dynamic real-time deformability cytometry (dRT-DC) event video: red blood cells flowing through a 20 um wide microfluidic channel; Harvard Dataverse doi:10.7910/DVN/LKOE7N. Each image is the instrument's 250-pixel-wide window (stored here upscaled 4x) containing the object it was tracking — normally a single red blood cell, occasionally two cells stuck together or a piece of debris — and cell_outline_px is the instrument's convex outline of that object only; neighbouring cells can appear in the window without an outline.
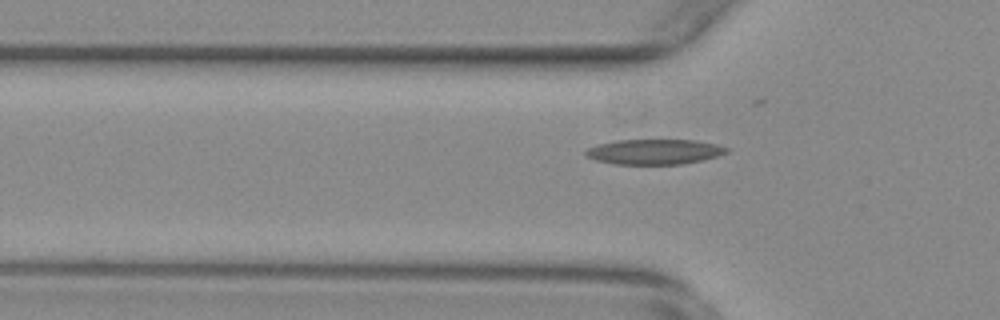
{"species": "common noctule bat (a hibernating species)", "species_latin": "Nyctalus noctula", "temperature_condition": "warm", "stored_images_in_passage": 40, "camera_frame_rate_fps": 3000, "um_per_image_px": 0.085, "animal": {"sex": "female", "body_mass_g": 29.2, "forearm_length_mm": 56.3}, "frame": {"image": 1, "passage_image": 3, "time_ms": 0.667, "image_size_px": [1000, 320], "cell_outline_px": [[728, 152], [716, 156], [684, 164], [616, 164], [596, 160], [588, 156], [584, 152], [588, 148], [600, 144], [616, 140], [696, 140], [716, 144], [728, 148]], "centroid_in_image_um": [55.63, 12.89], "position_along_channel_um": 70.2, "area_um2": 20.4}}
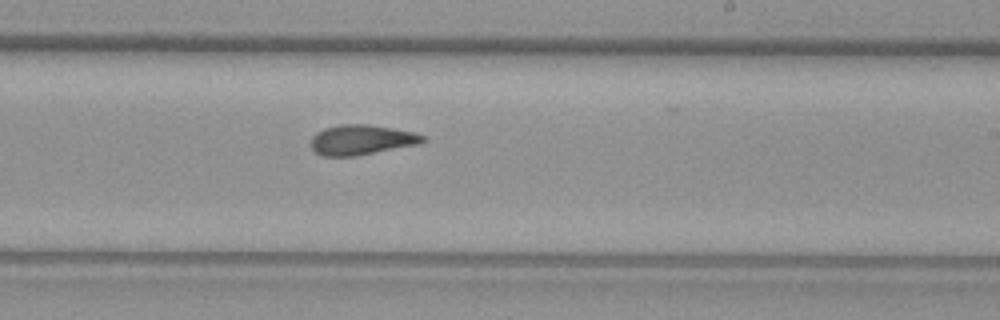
{"frame": {"image": 2, "passage_image": 18, "time_ms": 5.667, "image_size_px": [1000, 320], "cell_outline_px": [[428, 140], [420, 144], [356, 156], [324, 156], [316, 152], [312, 148], [312, 136], [316, 132], [324, 128], [340, 124], [368, 124], [392, 128], [412, 132], [424, 136]], "centroid_in_image_um": [30.74, 11.88], "position_along_channel_um": 258.3, "area_um2": 19.59}}
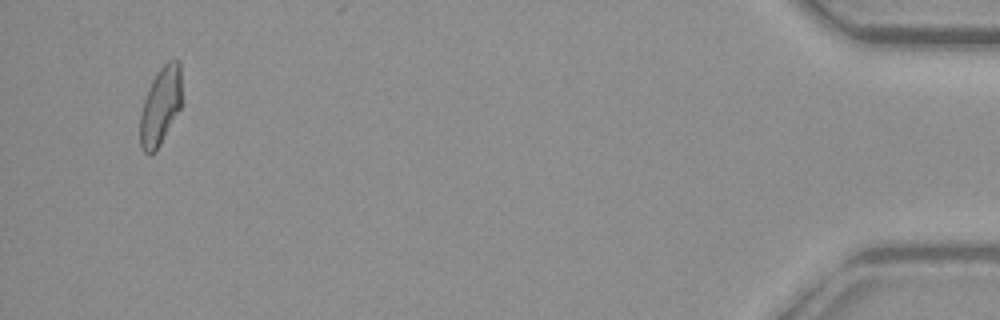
{"frame": {"image": 3, "passage_image": 38, "time_ms": 12.333, "image_size_px": [1000, 320], "cell_outline_px": [[180, 108], [160, 144], [152, 152], [144, 152], [140, 144], [140, 112], [148, 88], [152, 80], [160, 68], [168, 60], [180, 60]], "centroid_in_image_um": [13.62, 8.97], "position_along_channel_um": 421.6, "area_um2": 18.44}}